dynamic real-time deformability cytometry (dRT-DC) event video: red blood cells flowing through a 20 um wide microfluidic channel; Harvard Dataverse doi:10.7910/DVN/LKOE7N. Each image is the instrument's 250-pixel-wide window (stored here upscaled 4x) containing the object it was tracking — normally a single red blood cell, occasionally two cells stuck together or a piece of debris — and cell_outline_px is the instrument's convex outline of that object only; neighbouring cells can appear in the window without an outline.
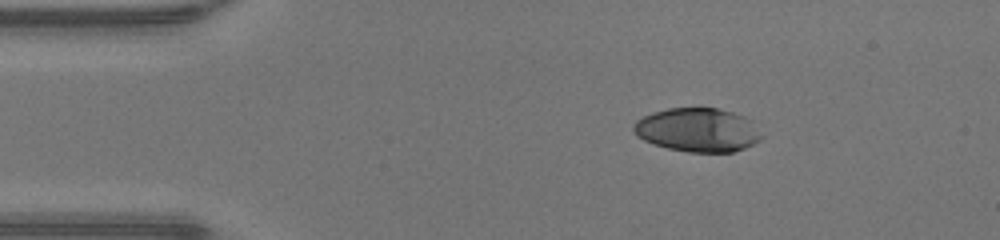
{"species": "human", "species_latin": "Homo sapiens", "temperature_condition": "warm", "stored_images_in_passage": 41, "camera_frame_rate_fps": 3000, "um_per_image_px": 0.085, "donor": {"sex": "male"}, "frame": {"image": 1, "passage_image": 1, "time_ms": 0.0, "image_size_px": [1000, 240], "cell_outline_px": [[764, 136], [760, 140], [744, 148], [732, 152], [688, 152], [668, 148], [652, 144], [644, 140], [632, 128], [632, 124], [636, 120], [652, 112], [668, 108], [716, 108], [732, 112], [744, 116], [752, 120]], "centroid_in_image_um": [59.32, 11.04], "position_along_channel_um": 25.7, "area_um2": 32.71}}
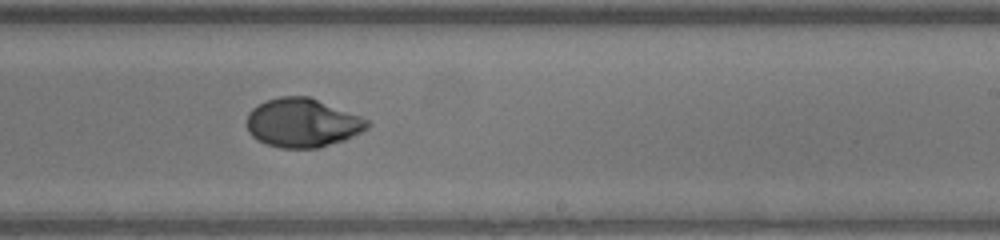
{"frame": {"image": 2, "passage_image": 22, "time_ms": 7.0, "image_size_px": [1000, 240], "cell_outline_px": [[372, 124], [368, 128], [344, 140], [320, 148], [280, 148], [264, 144], [256, 140], [248, 132], [248, 112], [252, 108], [264, 100], [280, 96], [308, 96], [360, 116], [368, 120]], "centroid_in_image_um": [25.68, 10.45], "position_along_channel_um": 263.3, "area_um2": 34.45}}
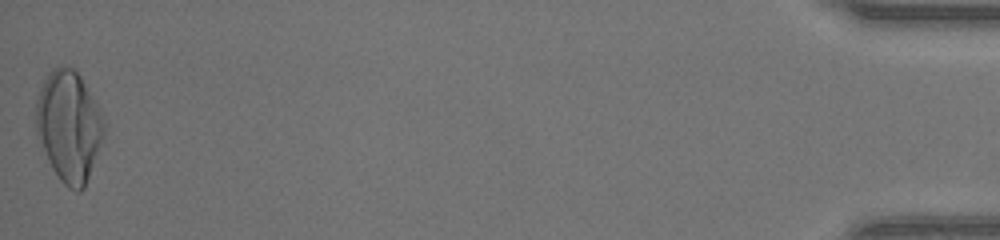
{"frame": {"image": 3, "passage_image": 41, "time_ms": 13.333, "image_size_px": [1000, 240], "cell_outline_px": [[104, 136], [84, 188], [80, 192], [76, 192], [68, 188], [60, 180], [52, 168], [36, 136], [36, 100], [40, 88], [48, 72], [56, 68], [72, 68], [80, 76], [96, 100], [104, 116]], "centroid_in_image_um": [5.86, 10.74], "position_along_channel_um": 429.3, "area_um2": 43.87}, "authors_computed_cell_mechanics": {"area_um2": 34.4488, "velocity_mm_per_s": 4.3051, "shape_relaxation_time_tau1_ms": 4.3884, "shape_relaxation_time_tau2_ms": 1.3155, "deformation_change_tau1": 0.252, "deformation_change_tau2": 0.0333}}